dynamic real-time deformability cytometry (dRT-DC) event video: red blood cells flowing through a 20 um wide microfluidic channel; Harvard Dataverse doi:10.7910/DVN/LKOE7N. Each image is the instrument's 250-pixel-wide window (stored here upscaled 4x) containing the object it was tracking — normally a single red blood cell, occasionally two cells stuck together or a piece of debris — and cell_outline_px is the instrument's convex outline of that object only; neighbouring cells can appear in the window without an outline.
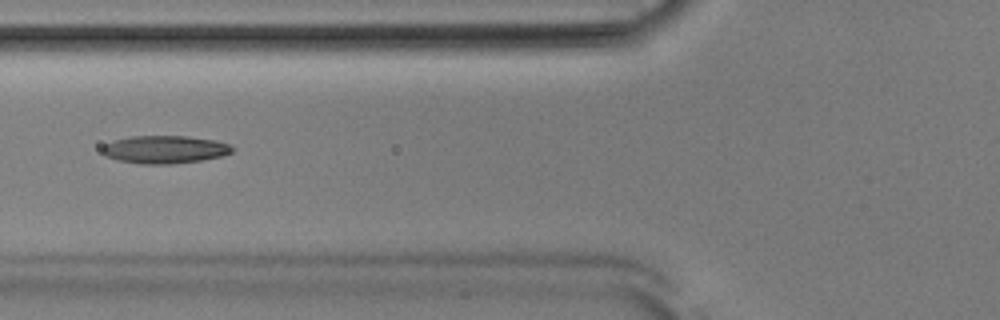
{"species": "Egyptian fruit bat (a non-hibernating species)", "species_latin": "Rousettus aegyptiacus", "temperature_condition": "room temperature", "stored_images_in_passage": 37, "camera_frame_rate_fps": 3000, "um_per_image_px": 0.085, "animal": {"sex": "male"}, "frame": {"image": 1, "passage_image": 7, "time_ms": 2.0, "image_size_px": [1000, 320], "cell_outline_px": [[232, 152], [220, 156], [200, 160], [168, 164], [140, 164], [116, 160], [104, 156], [100, 152], [100, 148], [104, 144], [112, 140], [132, 136], [188, 136], [216, 140], [228, 144], [232, 148]], "centroid_in_image_um": [13.9, 12.7], "position_along_channel_um": 111.9, "area_um2": 21.21}}
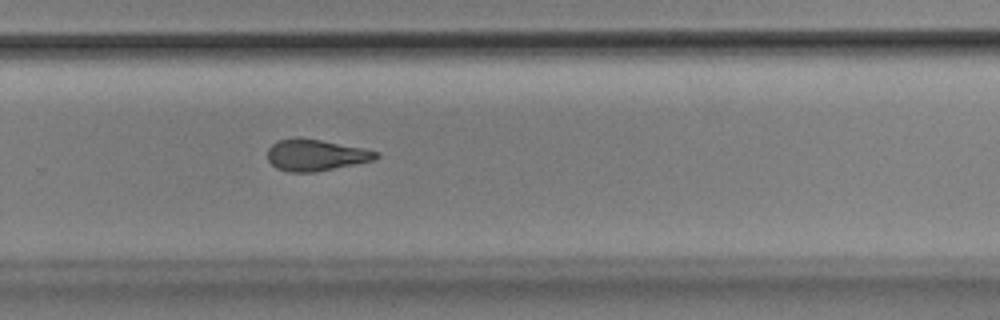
{"frame": {"image": 2, "passage_image": 22, "time_ms": 7.0, "image_size_px": [1000, 320], "cell_outline_px": [[380, 156], [376, 160], [316, 172], [288, 172], [276, 168], [268, 160], [268, 148], [272, 144], [280, 140], [296, 136], [320, 140], [364, 148], [380, 152]], "centroid_in_image_um": [26.86, 13.18], "position_along_channel_um": 302.9, "area_um2": 20.11}}
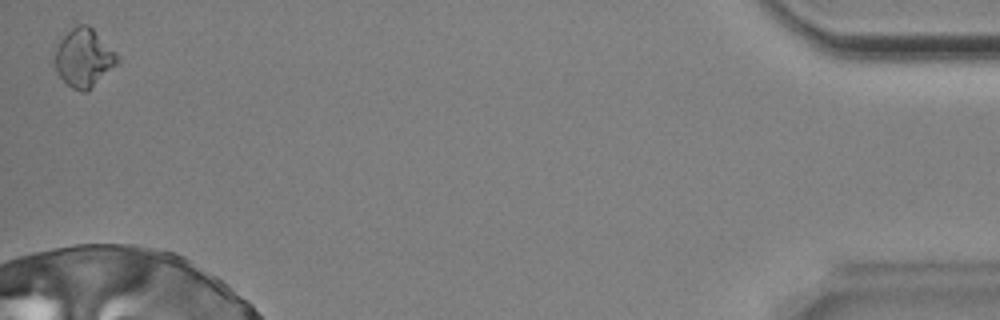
{"frame": {"image": 3, "passage_image": 37, "time_ms": 12.0, "image_size_px": [1000, 320], "cell_outline_px": [[120, 60], [88, 92], [80, 92], [72, 88], [56, 72], [52, 60], [52, 52], [56, 44], [72, 28], [80, 24], [88, 24], [116, 52]], "centroid_in_image_um": [7.07, 4.93], "position_along_channel_um": 428.1, "area_um2": 21.5}, "authors_computed_cell_mechanics": {"area_um2": 20.4034, "velocity_mm_per_s": 3.8296, "shape_relaxation_time_tau1_ms": 4.4731, "shape_relaxation_time_tau2_ms": 4.3972, "deformation_change_tau1": 0.1613, "deformation_change_tau2": 0.1483}}